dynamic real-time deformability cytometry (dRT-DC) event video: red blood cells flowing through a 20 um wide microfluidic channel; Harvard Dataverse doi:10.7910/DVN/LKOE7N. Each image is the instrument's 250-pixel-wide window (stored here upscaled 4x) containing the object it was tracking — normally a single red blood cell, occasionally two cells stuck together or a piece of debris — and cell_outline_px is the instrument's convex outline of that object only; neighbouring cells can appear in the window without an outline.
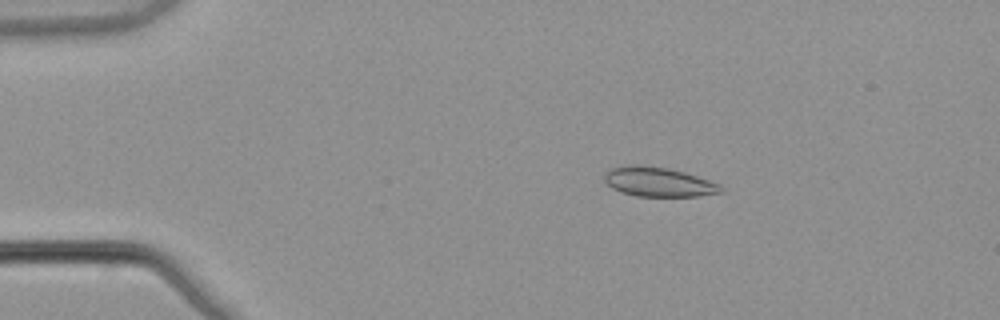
{"species": "common noctule bat (a hibernating species)", "species_latin": "Nyctalus noctula", "temperature_condition": "warm", "stored_images_in_passage": 52, "camera_frame_rate_fps": 3000, "um_per_image_px": 0.085, "animal": {"sex": "male", "body_mass_g": 21.5, "forearm_length_mm": 52.0}, "frame": {"image": 1, "passage_image": 9, "time_ms": 2.667, "image_size_px": [1000, 320], "cell_outline_px": [[724, 192], [696, 196], [636, 196], [620, 192], [612, 188], [604, 180], [604, 172], [612, 168], [628, 164], [636, 164], [668, 168], [684, 172], [720, 184], [724, 188]], "centroid_in_image_um": [55.95, 15.46], "position_along_channel_um": 29.1, "area_um2": 20.06}}
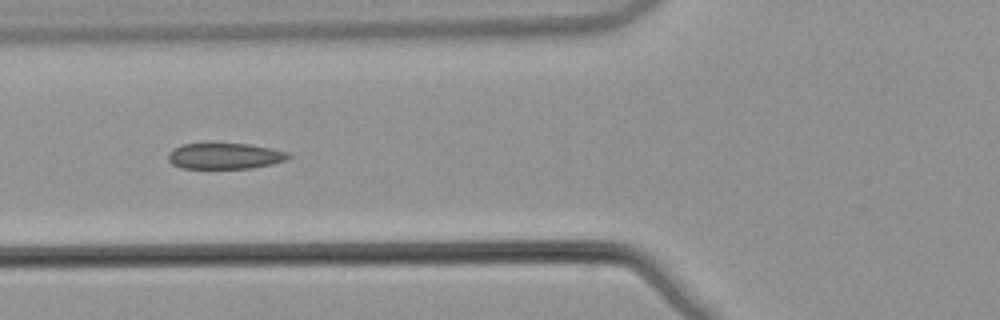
{"frame": {"image": 2, "passage_image": 20, "time_ms": 6.333, "image_size_px": [1000, 320], "cell_outline_px": [[292, 156], [288, 160], [272, 164], [252, 168], [180, 168], [172, 164], [168, 160], [168, 152], [172, 148], [184, 144], [208, 140], [248, 144], [288, 152]], "centroid_in_image_um": [19.06, 13.21], "position_along_channel_um": 106.7, "area_um2": 19.07}}
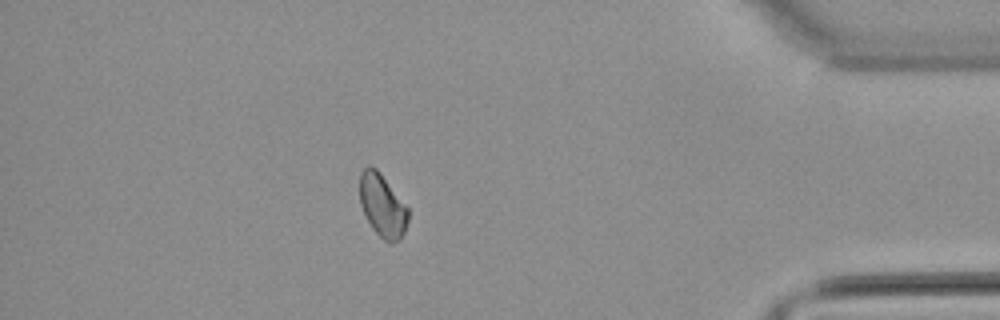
{"frame": {"image": 3, "passage_image": 46, "time_ms": 15.0, "image_size_px": [1000, 320], "cell_outline_px": [[408, 220], [404, 232], [400, 240], [392, 244], [388, 244], [372, 228], [360, 204], [360, 172], [368, 164], [376, 168], [380, 172], [408, 208]], "centroid_in_image_um": [32.51, 17.48], "position_along_channel_um": 402.7, "area_um2": 17.74}, "authors_computed_cell_mechanics": {"area_um2": 18.6983, "velocity_mm_per_s": 3.8845, "shape_relaxation_time_tau1_ms": null, "shape_relaxation_time_tau2_ms": 4.8996, "deformation_change_tau1": null, "deformation_change_tau2": 0.0744}}